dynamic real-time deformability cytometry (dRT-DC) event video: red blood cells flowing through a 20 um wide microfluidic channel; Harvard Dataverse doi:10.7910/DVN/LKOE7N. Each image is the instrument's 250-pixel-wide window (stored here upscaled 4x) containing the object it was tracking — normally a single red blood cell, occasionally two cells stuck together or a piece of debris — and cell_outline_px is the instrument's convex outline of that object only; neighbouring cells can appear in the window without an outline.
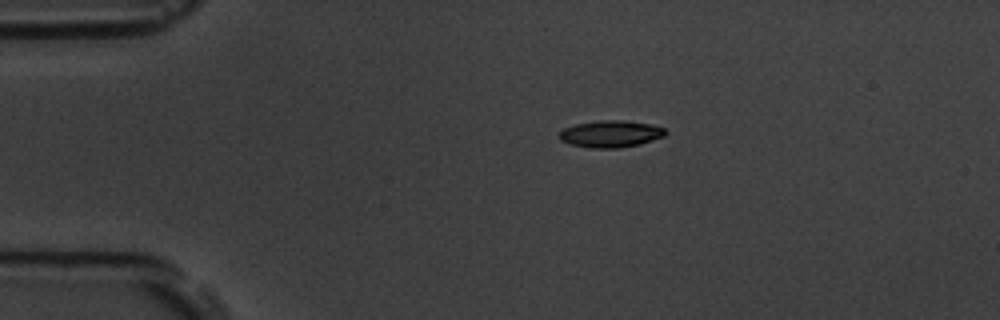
{"species": "common noctule bat (a hibernating species)", "species_latin": "Nyctalus noctula", "temperature_condition": "room temperature", "stored_images_in_passage": 6, "camera_frame_rate_fps": 3000, "um_per_image_px": 0.085, "animal": {"sex": "male", "body_mass_g": 19.5, "forearm_length_mm": 54.6}, "frame": {"image": 1, "passage_image": 1, "time_ms": 0.0, "image_size_px": [1000, 320], "cell_outline_px": [[668, 132], [664, 136], [640, 144], [620, 148], [592, 148], [568, 144], [560, 140], [560, 132], [564, 128], [576, 124], [600, 120], [620, 120], [648, 124], [664, 128]], "centroid_in_image_um": [51.89, 11.39], "position_along_channel_um": 33.1, "area_um2": 16.53}}
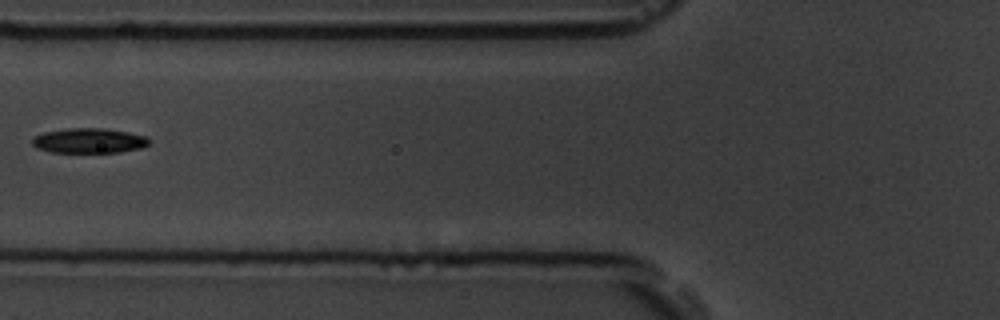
{"frame": {"image": 2, "passage_image": 4, "time_ms": 3.667, "image_size_px": [1000, 320], "cell_outline_px": [[148, 144], [140, 148], [116, 152], [52, 152], [36, 148], [32, 144], [32, 136], [44, 132], [68, 128], [104, 128], [128, 132], [148, 136]], "centroid_in_image_um": [7.53, 11.94], "position_along_channel_um": 118.3, "area_um2": 16.94}}
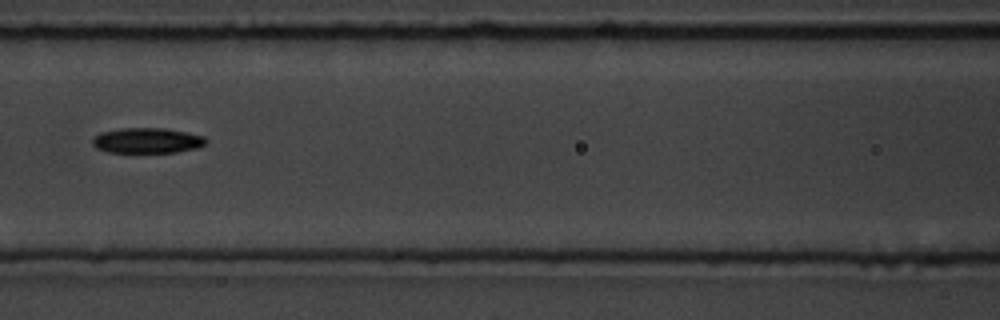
{"frame": {"image": 3, "passage_image": 5, "time_ms": 4.667, "image_size_px": [1000, 320], "cell_outline_px": [[208, 140], [204, 144], [196, 148], [176, 152], [108, 152], [96, 148], [92, 144], [92, 140], [100, 132], [120, 128], [164, 128], [204, 136]], "centroid_in_image_um": [12.48, 11.94], "position_along_channel_um": 154.1, "area_um2": 16.65}}